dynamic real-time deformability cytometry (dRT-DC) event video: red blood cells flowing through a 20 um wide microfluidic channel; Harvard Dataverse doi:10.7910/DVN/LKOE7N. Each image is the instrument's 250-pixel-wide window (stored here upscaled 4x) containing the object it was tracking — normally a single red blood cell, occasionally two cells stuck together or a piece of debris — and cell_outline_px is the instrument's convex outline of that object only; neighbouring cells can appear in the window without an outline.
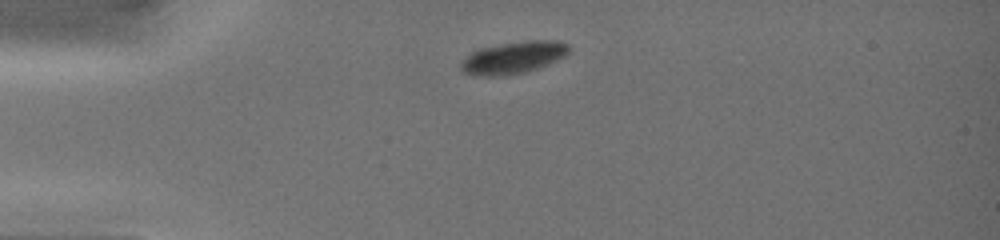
{"species": "common noctule bat (a hibernating species)", "species_latin": "Nyctalus noctula", "temperature_condition": "warm", "stored_images_in_passage": 4, "camera_frame_rate_fps": 3000, "um_per_image_px": 0.085, "animal": {"sex": "female", "body_mass_g": 19.0, "forearm_length_mm": 51.5}, "frame": {"image": 1, "passage_image": 3, "time_ms": 2.333, "image_size_px": [1000, 240], "cell_outline_px": [[572, 48], [564, 56], [548, 64], [524, 72], [508, 76], [476, 76], [464, 72], [460, 68], [460, 60], [476, 48], [524, 40], [560, 40], [568, 44]], "centroid_in_image_um": [43.6, 4.88], "position_along_channel_um": 41.4, "area_um2": 20.63}}